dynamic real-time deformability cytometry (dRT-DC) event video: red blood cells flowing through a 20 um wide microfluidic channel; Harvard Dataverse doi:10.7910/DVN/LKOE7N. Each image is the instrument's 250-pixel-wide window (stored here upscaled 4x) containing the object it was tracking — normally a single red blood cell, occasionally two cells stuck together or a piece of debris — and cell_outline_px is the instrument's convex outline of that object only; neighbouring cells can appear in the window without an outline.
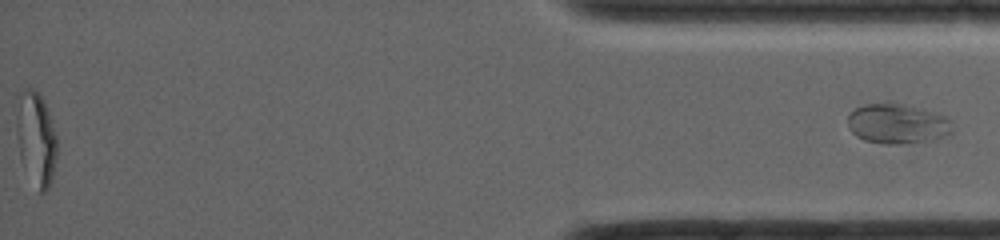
{"species": "common noctule bat (a hibernating species)", "species_latin": "Nyctalus noctula", "temperature_condition": "room temperature", "stored_images_in_passage": 50, "segment_of_instrument_passage": [2, 2], "camera_frame_rate_fps": 4000, "um_per_image_px": 0.085, "animal": {"sex": "female", "body_mass_g": 19.0, "forearm_length_mm": 56.7}, "frame": {"image": 1, "passage_image": 50, "time_ms": 12.25, "image_size_px": [1000, 240], "cell_outline_px": [[952, 132], [948, 136], [900, 144], [884, 144], [864, 140], [856, 136], [848, 128], [848, 112], [864, 104], [900, 104], [948, 116], [952, 128]], "centroid_in_image_um": [76.24, 10.53], "position_along_channel_um": 359.0, "area_um2": 23.99}}